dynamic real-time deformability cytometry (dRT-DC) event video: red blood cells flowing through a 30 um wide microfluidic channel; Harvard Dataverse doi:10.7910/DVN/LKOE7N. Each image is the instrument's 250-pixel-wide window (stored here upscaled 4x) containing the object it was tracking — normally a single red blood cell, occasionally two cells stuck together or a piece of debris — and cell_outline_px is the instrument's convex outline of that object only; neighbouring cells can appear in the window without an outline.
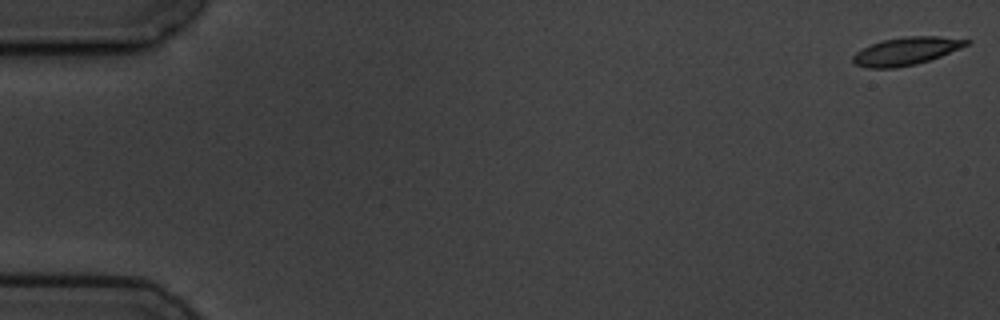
{"species": "common noctule bat (a hibernating species)", "species_latin": "Nyctalus noctula", "temperature_condition": "cold", "stored_images_in_passage": 5, "camera_frame_rate_fps": 3000, "um_per_image_px": 0.085, "animal": {"sex": "male", "body_mass_g": 19.5, "forearm_length_mm": 54.6}, "frame": {"image": 1, "passage_image": 1, "time_ms": 0.0, "image_size_px": [1000, 320], "cell_outline_px": [[972, 40], [968, 44], [960, 48], [940, 56], [916, 64], [896, 68], [868, 68], [856, 64], [852, 60], [852, 56], [856, 52], [880, 40], [904, 36], [940, 36]], "centroid_in_image_um": [77.02, 4.33], "position_along_channel_um": 8.0, "area_um2": 18.32}}